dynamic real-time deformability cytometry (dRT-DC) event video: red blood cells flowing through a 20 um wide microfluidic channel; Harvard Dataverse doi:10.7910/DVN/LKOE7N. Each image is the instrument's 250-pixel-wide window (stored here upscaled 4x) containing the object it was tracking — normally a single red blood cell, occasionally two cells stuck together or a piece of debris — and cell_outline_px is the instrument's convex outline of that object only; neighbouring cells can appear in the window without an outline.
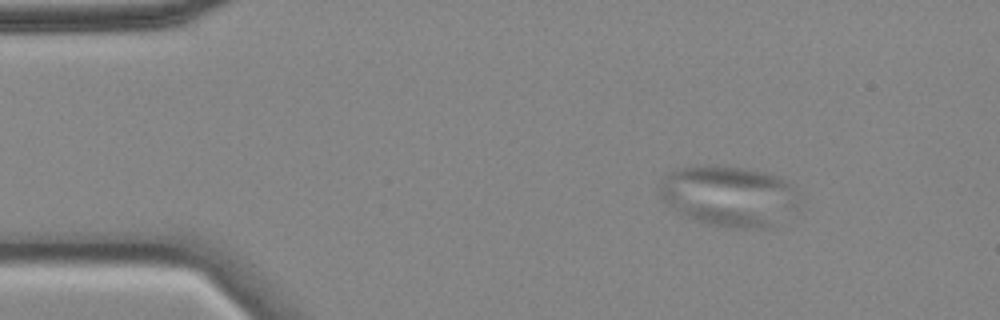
{"species": "common noctule bat (a hibernating species)", "species_latin": "Nyctalus noctula", "temperature_condition": "cold", "stored_images_in_passage": 53, "camera_frame_rate_fps": 3000, "um_per_image_px": 0.085, "animal": {"sex": "female", "body_mass_g": 18.4}, "frame": {"image": 1, "passage_image": 3, "time_ms": 0.667, "image_size_px": [1000, 320], "cell_outline_px": [[804, 200], [796, 208], [768, 228], [724, 228], [708, 224], [680, 216], [660, 200], [656, 188], [664, 176], [668, 172], [692, 164], [724, 164], [748, 168], [764, 172], [776, 176], [784, 180], [796, 188], [804, 196]], "centroid_in_image_um": [61.91, 16.64], "position_along_channel_um": 23.1, "area_um2": 51.21}}
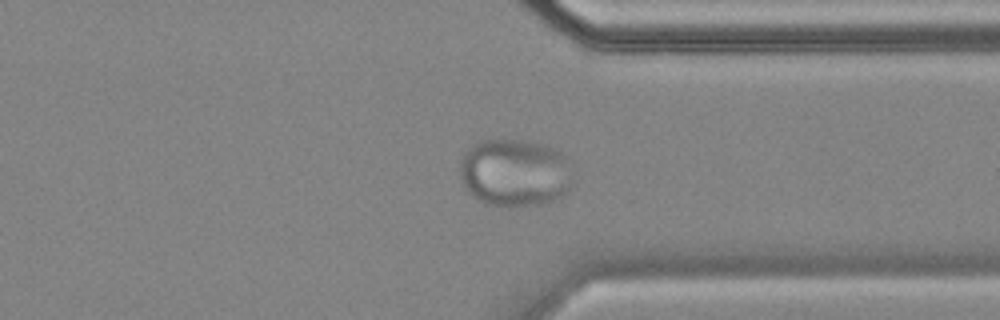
{"frame": {"image": 2, "passage_image": 39, "time_ms": 12.667, "image_size_px": [1000, 320], "cell_outline_px": [[572, 184], [560, 200], [536, 204], [508, 208], [484, 204], [468, 192], [460, 176], [460, 164], [464, 156], [472, 144], [480, 140], [520, 140], [552, 148], [568, 156], [572, 180]], "centroid_in_image_um": [43.77, 14.72], "position_along_channel_um": 367.6, "area_um2": 44.91}}
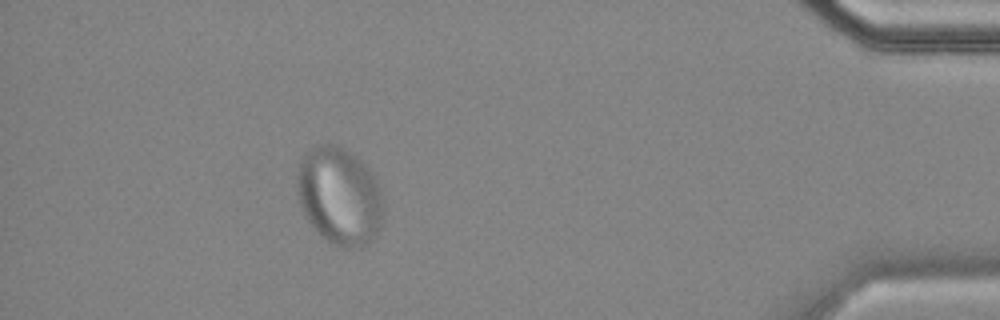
{"frame": {"image": 3, "passage_image": 47, "time_ms": 15.333, "image_size_px": [1000, 320], "cell_outline_px": [[384, 220], [372, 240], [368, 244], [360, 248], [344, 248], [332, 244], [320, 236], [308, 220], [300, 208], [296, 184], [296, 176], [300, 164], [304, 156], [316, 144], [332, 144], [356, 156], [372, 172], [376, 180], [380, 192], [384, 208]], "centroid_in_image_um": [28.86, 16.71], "position_along_channel_um": 406.3, "area_um2": 49.36}}